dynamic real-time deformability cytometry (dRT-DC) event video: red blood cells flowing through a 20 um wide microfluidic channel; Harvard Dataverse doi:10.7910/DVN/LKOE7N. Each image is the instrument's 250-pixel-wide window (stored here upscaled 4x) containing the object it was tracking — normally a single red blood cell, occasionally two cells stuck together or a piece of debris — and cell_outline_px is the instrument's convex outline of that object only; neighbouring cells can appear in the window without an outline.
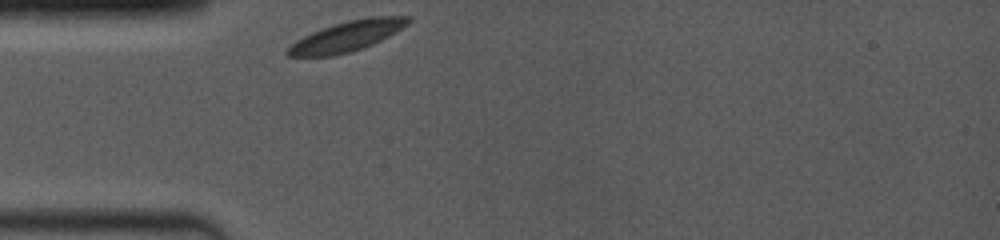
{"species": "common noctule bat (a hibernating species)", "species_latin": "Nyctalus noctula", "temperature_condition": "room temperature", "stored_images_in_passage": 37, "camera_frame_rate_fps": 4000, "um_per_image_px": 0.085, "animal": {"sex": "female", "body_mass_g": 19.0, "forearm_length_mm": 53.3}, "frame": {"image": 1, "passage_image": 1, "time_ms": 0.0, "image_size_px": [1000, 240], "cell_outline_px": [[412, 20], [408, 24], [388, 36], [372, 44], [348, 52], [332, 56], [288, 56], [284, 52], [296, 40], [312, 32], [348, 20], [372, 16], [408, 16]], "centroid_in_image_um": [29.49, 3.07], "position_along_channel_um": 55.5, "area_um2": 20.81}}
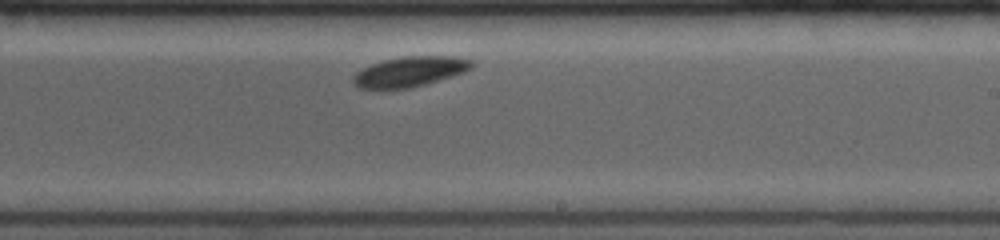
{"frame": {"image": 2, "passage_image": 21, "time_ms": 5.5, "image_size_px": [1000, 240], "cell_outline_px": [[472, 68], [464, 72], [424, 84], [408, 88], [360, 88], [352, 84], [352, 76], [356, 72], [372, 64], [384, 60], [404, 56], [456, 56], [472, 60]], "centroid_in_image_um": [34.82, 6.07], "position_along_channel_um": 254.2, "area_um2": 20.52}}
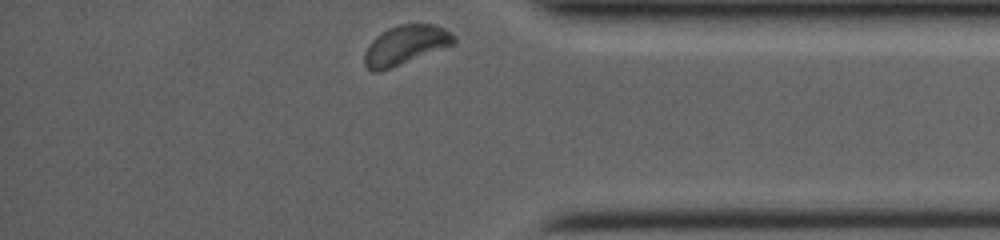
{"frame": {"image": 3, "passage_image": 37, "time_ms": 9.5, "image_size_px": [1000, 240], "cell_outline_px": [[456, 44], [388, 68], [376, 72], [372, 72], [364, 64], [364, 52], [368, 44], [376, 36], [388, 28], [400, 24], [436, 24], [444, 28], [456, 36]], "centroid_in_image_um": [34.48, 3.8], "position_along_channel_um": 400.7, "area_um2": 20.35}}